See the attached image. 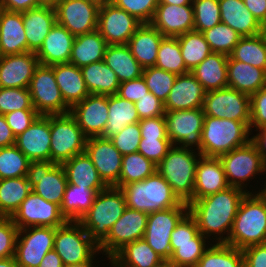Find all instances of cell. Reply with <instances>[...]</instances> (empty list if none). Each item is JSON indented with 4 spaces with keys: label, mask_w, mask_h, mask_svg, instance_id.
<instances>
[{
    "label": "cell",
    "mask_w": 266,
    "mask_h": 267,
    "mask_svg": "<svg viewBox=\"0 0 266 267\" xmlns=\"http://www.w3.org/2000/svg\"><path fill=\"white\" fill-rule=\"evenodd\" d=\"M34 109L28 88H0V114Z\"/></svg>",
    "instance_id": "53"
},
{
    "label": "cell",
    "mask_w": 266,
    "mask_h": 267,
    "mask_svg": "<svg viewBox=\"0 0 266 267\" xmlns=\"http://www.w3.org/2000/svg\"><path fill=\"white\" fill-rule=\"evenodd\" d=\"M15 145L30 161H50V115H39L16 137Z\"/></svg>",
    "instance_id": "22"
},
{
    "label": "cell",
    "mask_w": 266,
    "mask_h": 267,
    "mask_svg": "<svg viewBox=\"0 0 266 267\" xmlns=\"http://www.w3.org/2000/svg\"><path fill=\"white\" fill-rule=\"evenodd\" d=\"M107 43L95 30L91 33L75 36L69 63L81 68L104 59Z\"/></svg>",
    "instance_id": "37"
},
{
    "label": "cell",
    "mask_w": 266,
    "mask_h": 267,
    "mask_svg": "<svg viewBox=\"0 0 266 267\" xmlns=\"http://www.w3.org/2000/svg\"><path fill=\"white\" fill-rule=\"evenodd\" d=\"M148 93L149 89L143 76H141L130 81L121 82L116 95L135 103L138 99H141Z\"/></svg>",
    "instance_id": "62"
},
{
    "label": "cell",
    "mask_w": 266,
    "mask_h": 267,
    "mask_svg": "<svg viewBox=\"0 0 266 267\" xmlns=\"http://www.w3.org/2000/svg\"><path fill=\"white\" fill-rule=\"evenodd\" d=\"M126 207L122 190L109 186L97 193L92 206L79 222L90 238L99 245L107 237L113 224L122 216Z\"/></svg>",
    "instance_id": "6"
},
{
    "label": "cell",
    "mask_w": 266,
    "mask_h": 267,
    "mask_svg": "<svg viewBox=\"0 0 266 267\" xmlns=\"http://www.w3.org/2000/svg\"><path fill=\"white\" fill-rule=\"evenodd\" d=\"M39 267H65L62 259L54 249L47 252L43 257Z\"/></svg>",
    "instance_id": "69"
},
{
    "label": "cell",
    "mask_w": 266,
    "mask_h": 267,
    "mask_svg": "<svg viewBox=\"0 0 266 267\" xmlns=\"http://www.w3.org/2000/svg\"><path fill=\"white\" fill-rule=\"evenodd\" d=\"M264 189L261 190V192H263L266 195V185H264Z\"/></svg>",
    "instance_id": "77"
},
{
    "label": "cell",
    "mask_w": 266,
    "mask_h": 267,
    "mask_svg": "<svg viewBox=\"0 0 266 267\" xmlns=\"http://www.w3.org/2000/svg\"><path fill=\"white\" fill-rule=\"evenodd\" d=\"M97 192L68 184L60 206L61 214L69 221H79L92 206Z\"/></svg>",
    "instance_id": "41"
},
{
    "label": "cell",
    "mask_w": 266,
    "mask_h": 267,
    "mask_svg": "<svg viewBox=\"0 0 266 267\" xmlns=\"http://www.w3.org/2000/svg\"><path fill=\"white\" fill-rule=\"evenodd\" d=\"M103 61L116 73L120 83L142 76L143 67L127 45H107Z\"/></svg>",
    "instance_id": "39"
},
{
    "label": "cell",
    "mask_w": 266,
    "mask_h": 267,
    "mask_svg": "<svg viewBox=\"0 0 266 267\" xmlns=\"http://www.w3.org/2000/svg\"><path fill=\"white\" fill-rule=\"evenodd\" d=\"M93 260L91 262L82 264V265H74V266H68V267H93L95 264H93ZM93 264V265H92Z\"/></svg>",
    "instance_id": "74"
},
{
    "label": "cell",
    "mask_w": 266,
    "mask_h": 267,
    "mask_svg": "<svg viewBox=\"0 0 266 267\" xmlns=\"http://www.w3.org/2000/svg\"><path fill=\"white\" fill-rule=\"evenodd\" d=\"M142 25L134 16L110 1L99 9L97 31L107 45H127L134 32Z\"/></svg>",
    "instance_id": "18"
},
{
    "label": "cell",
    "mask_w": 266,
    "mask_h": 267,
    "mask_svg": "<svg viewBox=\"0 0 266 267\" xmlns=\"http://www.w3.org/2000/svg\"><path fill=\"white\" fill-rule=\"evenodd\" d=\"M85 152L104 184L107 187H118L123 155L115 148L112 141L101 136L87 138Z\"/></svg>",
    "instance_id": "20"
},
{
    "label": "cell",
    "mask_w": 266,
    "mask_h": 267,
    "mask_svg": "<svg viewBox=\"0 0 266 267\" xmlns=\"http://www.w3.org/2000/svg\"><path fill=\"white\" fill-rule=\"evenodd\" d=\"M74 39V35L56 22L40 49L35 53L40 64L53 66L69 63Z\"/></svg>",
    "instance_id": "27"
},
{
    "label": "cell",
    "mask_w": 266,
    "mask_h": 267,
    "mask_svg": "<svg viewBox=\"0 0 266 267\" xmlns=\"http://www.w3.org/2000/svg\"><path fill=\"white\" fill-rule=\"evenodd\" d=\"M194 31L203 33L221 23L218 0H193Z\"/></svg>",
    "instance_id": "52"
},
{
    "label": "cell",
    "mask_w": 266,
    "mask_h": 267,
    "mask_svg": "<svg viewBox=\"0 0 266 267\" xmlns=\"http://www.w3.org/2000/svg\"><path fill=\"white\" fill-rule=\"evenodd\" d=\"M0 267H19L15 257L0 259Z\"/></svg>",
    "instance_id": "71"
},
{
    "label": "cell",
    "mask_w": 266,
    "mask_h": 267,
    "mask_svg": "<svg viewBox=\"0 0 266 267\" xmlns=\"http://www.w3.org/2000/svg\"><path fill=\"white\" fill-rule=\"evenodd\" d=\"M193 0H159L158 4H170L176 6L192 5Z\"/></svg>",
    "instance_id": "70"
},
{
    "label": "cell",
    "mask_w": 266,
    "mask_h": 267,
    "mask_svg": "<svg viewBox=\"0 0 266 267\" xmlns=\"http://www.w3.org/2000/svg\"><path fill=\"white\" fill-rule=\"evenodd\" d=\"M100 4L92 0H61L55 7L57 23L72 35L97 30Z\"/></svg>",
    "instance_id": "19"
},
{
    "label": "cell",
    "mask_w": 266,
    "mask_h": 267,
    "mask_svg": "<svg viewBox=\"0 0 266 267\" xmlns=\"http://www.w3.org/2000/svg\"><path fill=\"white\" fill-rule=\"evenodd\" d=\"M155 66L177 76L190 72L185 66L177 37L162 38Z\"/></svg>",
    "instance_id": "47"
},
{
    "label": "cell",
    "mask_w": 266,
    "mask_h": 267,
    "mask_svg": "<svg viewBox=\"0 0 266 267\" xmlns=\"http://www.w3.org/2000/svg\"><path fill=\"white\" fill-rule=\"evenodd\" d=\"M40 114L35 109H21L4 115L15 137L29 128Z\"/></svg>",
    "instance_id": "59"
},
{
    "label": "cell",
    "mask_w": 266,
    "mask_h": 267,
    "mask_svg": "<svg viewBox=\"0 0 266 267\" xmlns=\"http://www.w3.org/2000/svg\"><path fill=\"white\" fill-rule=\"evenodd\" d=\"M219 159L223 165L228 185L247 193L252 192L245 189L247 183L244 184V182L256 178V174L266 172V164L252 141L222 154Z\"/></svg>",
    "instance_id": "9"
},
{
    "label": "cell",
    "mask_w": 266,
    "mask_h": 267,
    "mask_svg": "<svg viewBox=\"0 0 266 267\" xmlns=\"http://www.w3.org/2000/svg\"><path fill=\"white\" fill-rule=\"evenodd\" d=\"M189 212V205L182 202L176 207L148 214L144 239L164 260H169L171 234L180 220Z\"/></svg>",
    "instance_id": "11"
},
{
    "label": "cell",
    "mask_w": 266,
    "mask_h": 267,
    "mask_svg": "<svg viewBox=\"0 0 266 267\" xmlns=\"http://www.w3.org/2000/svg\"><path fill=\"white\" fill-rule=\"evenodd\" d=\"M228 55L212 52L190 72L206 92L228 87Z\"/></svg>",
    "instance_id": "35"
},
{
    "label": "cell",
    "mask_w": 266,
    "mask_h": 267,
    "mask_svg": "<svg viewBox=\"0 0 266 267\" xmlns=\"http://www.w3.org/2000/svg\"><path fill=\"white\" fill-rule=\"evenodd\" d=\"M246 194L247 192L239 188L229 186L215 194L192 200L188 204L189 213L195 218L199 232L207 240L215 234L216 238L212 236V239H216L217 243H225L232 230L239 205Z\"/></svg>",
    "instance_id": "1"
},
{
    "label": "cell",
    "mask_w": 266,
    "mask_h": 267,
    "mask_svg": "<svg viewBox=\"0 0 266 267\" xmlns=\"http://www.w3.org/2000/svg\"><path fill=\"white\" fill-rule=\"evenodd\" d=\"M206 91L191 72L178 75L164 103L165 111L203 108Z\"/></svg>",
    "instance_id": "25"
},
{
    "label": "cell",
    "mask_w": 266,
    "mask_h": 267,
    "mask_svg": "<svg viewBox=\"0 0 266 267\" xmlns=\"http://www.w3.org/2000/svg\"><path fill=\"white\" fill-rule=\"evenodd\" d=\"M109 118L107 120L103 137L110 139L121 132L128 124L140 121L134 102L125 100L118 95H108Z\"/></svg>",
    "instance_id": "40"
},
{
    "label": "cell",
    "mask_w": 266,
    "mask_h": 267,
    "mask_svg": "<svg viewBox=\"0 0 266 267\" xmlns=\"http://www.w3.org/2000/svg\"><path fill=\"white\" fill-rule=\"evenodd\" d=\"M39 65V59L34 52L2 56L0 88H28Z\"/></svg>",
    "instance_id": "23"
},
{
    "label": "cell",
    "mask_w": 266,
    "mask_h": 267,
    "mask_svg": "<svg viewBox=\"0 0 266 267\" xmlns=\"http://www.w3.org/2000/svg\"><path fill=\"white\" fill-rule=\"evenodd\" d=\"M54 250L65 267L91 262L100 253L81 223L69 220L55 228Z\"/></svg>",
    "instance_id": "7"
},
{
    "label": "cell",
    "mask_w": 266,
    "mask_h": 267,
    "mask_svg": "<svg viewBox=\"0 0 266 267\" xmlns=\"http://www.w3.org/2000/svg\"><path fill=\"white\" fill-rule=\"evenodd\" d=\"M205 114L203 108L165 111L166 134L172 145L195 149L201 153V133Z\"/></svg>",
    "instance_id": "12"
},
{
    "label": "cell",
    "mask_w": 266,
    "mask_h": 267,
    "mask_svg": "<svg viewBox=\"0 0 266 267\" xmlns=\"http://www.w3.org/2000/svg\"><path fill=\"white\" fill-rule=\"evenodd\" d=\"M92 1L97 2L100 5H102L104 2L109 1V0H92Z\"/></svg>",
    "instance_id": "76"
},
{
    "label": "cell",
    "mask_w": 266,
    "mask_h": 267,
    "mask_svg": "<svg viewBox=\"0 0 266 267\" xmlns=\"http://www.w3.org/2000/svg\"><path fill=\"white\" fill-rule=\"evenodd\" d=\"M116 7L125 10L142 24H150L159 0H109Z\"/></svg>",
    "instance_id": "54"
},
{
    "label": "cell",
    "mask_w": 266,
    "mask_h": 267,
    "mask_svg": "<svg viewBox=\"0 0 266 267\" xmlns=\"http://www.w3.org/2000/svg\"><path fill=\"white\" fill-rule=\"evenodd\" d=\"M199 233L195 218L188 212L177 224L171 234L170 243L192 242Z\"/></svg>",
    "instance_id": "61"
},
{
    "label": "cell",
    "mask_w": 266,
    "mask_h": 267,
    "mask_svg": "<svg viewBox=\"0 0 266 267\" xmlns=\"http://www.w3.org/2000/svg\"><path fill=\"white\" fill-rule=\"evenodd\" d=\"M54 227L33 226L18 230L15 259L19 267H39L48 251L54 249Z\"/></svg>",
    "instance_id": "16"
},
{
    "label": "cell",
    "mask_w": 266,
    "mask_h": 267,
    "mask_svg": "<svg viewBox=\"0 0 266 267\" xmlns=\"http://www.w3.org/2000/svg\"><path fill=\"white\" fill-rule=\"evenodd\" d=\"M261 35L263 36L265 43H266V23L262 24Z\"/></svg>",
    "instance_id": "75"
},
{
    "label": "cell",
    "mask_w": 266,
    "mask_h": 267,
    "mask_svg": "<svg viewBox=\"0 0 266 267\" xmlns=\"http://www.w3.org/2000/svg\"><path fill=\"white\" fill-rule=\"evenodd\" d=\"M50 161L57 164L85 152L87 137L70 114L50 115Z\"/></svg>",
    "instance_id": "8"
},
{
    "label": "cell",
    "mask_w": 266,
    "mask_h": 267,
    "mask_svg": "<svg viewBox=\"0 0 266 267\" xmlns=\"http://www.w3.org/2000/svg\"><path fill=\"white\" fill-rule=\"evenodd\" d=\"M142 76L149 92L165 103L177 75L156 66L143 68Z\"/></svg>",
    "instance_id": "51"
},
{
    "label": "cell",
    "mask_w": 266,
    "mask_h": 267,
    "mask_svg": "<svg viewBox=\"0 0 266 267\" xmlns=\"http://www.w3.org/2000/svg\"><path fill=\"white\" fill-rule=\"evenodd\" d=\"M221 22L230 26L242 37L261 34L262 25L245 7L243 0H218Z\"/></svg>",
    "instance_id": "31"
},
{
    "label": "cell",
    "mask_w": 266,
    "mask_h": 267,
    "mask_svg": "<svg viewBox=\"0 0 266 267\" xmlns=\"http://www.w3.org/2000/svg\"><path fill=\"white\" fill-rule=\"evenodd\" d=\"M27 52L22 13L0 8V53L2 56Z\"/></svg>",
    "instance_id": "29"
},
{
    "label": "cell",
    "mask_w": 266,
    "mask_h": 267,
    "mask_svg": "<svg viewBox=\"0 0 266 267\" xmlns=\"http://www.w3.org/2000/svg\"><path fill=\"white\" fill-rule=\"evenodd\" d=\"M11 219L19 230L33 226L57 228L67 221L57 204L44 200L33 191L20 204Z\"/></svg>",
    "instance_id": "17"
},
{
    "label": "cell",
    "mask_w": 266,
    "mask_h": 267,
    "mask_svg": "<svg viewBox=\"0 0 266 267\" xmlns=\"http://www.w3.org/2000/svg\"><path fill=\"white\" fill-rule=\"evenodd\" d=\"M155 267H177L175 264L170 262L169 260H164L160 264L156 265Z\"/></svg>",
    "instance_id": "73"
},
{
    "label": "cell",
    "mask_w": 266,
    "mask_h": 267,
    "mask_svg": "<svg viewBox=\"0 0 266 267\" xmlns=\"http://www.w3.org/2000/svg\"><path fill=\"white\" fill-rule=\"evenodd\" d=\"M254 194L247 193L242 199L225 242L237 249L266 241V195L260 191Z\"/></svg>",
    "instance_id": "2"
},
{
    "label": "cell",
    "mask_w": 266,
    "mask_h": 267,
    "mask_svg": "<svg viewBox=\"0 0 266 267\" xmlns=\"http://www.w3.org/2000/svg\"><path fill=\"white\" fill-rule=\"evenodd\" d=\"M209 245L196 267H244L241 249L226 243H213Z\"/></svg>",
    "instance_id": "43"
},
{
    "label": "cell",
    "mask_w": 266,
    "mask_h": 267,
    "mask_svg": "<svg viewBox=\"0 0 266 267\" xmlns=\"http://www.w3.org/2000/svg\"><path fill=\"white\" fill-rule=\"evenodd\" d=\"M194 150L173 145L157 165V172L187 204L193 200L196 166L202 156Z\"/></svg>",
    "instance_id": "3"
},
{
    "label": "cell",
    "mask_w": 266,
    "mask_h": 267,
    "mask_svg": "<svg viewBox=\"0 0 266 267\" xmlns=\"http://www.w3.org/2000/svg\"><path fill=\"white\" fill-rule=\"evenodd\" d=\"M61 165L64 168L68 184L92 189L97 193L107 187L86 152L72 157Z\"/></svg>",
    "instance_id": "34"
},
{
    "label": "cell",
    "mask_w": 266,
    "mask_h": 267,
    "mask_svg": "<svg viewBox=\"0 0 266 267\" xmlns=\"http://www.w3.org/2000/svg\"><path fill=\"white\" fill-rule=\"evenodd\" d=\"M120 189L128 208L148 214L176 207L182 203L172 187L157 171L142 181L129 183Z\"/></svg>",
    "instance_id": "4"
},
{
    "label": "cell",
    "mask_w": 266,
    "mask_h": 267,
    "mask_svg": "<svg viewBox=\"0 0 266 267\" xmlns=\"http://www.w3.org/2000/svg\"><path fill=\"white\" fill-rule=\"evenodd\" d=\"M182 57L186 68L191 71L200 64L212 50L203 33L197 31L187 32L177 36Z\"/></svg>",
    "instance_id": "45"
},
{
    "label": "cell",
    "mask_w": 266,
    "mask_h": 267,
    "mask_svg": "<svg viewBox=\"0 0 266 267\" xmlns=\"http://www.w3.org/2000/svg\"><path fill=\"white\" fill-rule=\"evenodd\" d=\"M27 179L34 193L46 201L61 206L68 185L61 164L52 161H31Z\"/></svg>",
    "instance_id": "13"
},
{
    "label": "cell",
    "mask_w": 266,
    "mask_h": 267,
    "mask_svg": "<svg viewBox=\"0 0 266 267\" xmlns=\"http://www.w3.org/2000/svg\"><path fill=\"white\" fill-rule=\"evenodd\" d=\"M61 0H37L38 6H49L55 8Z\"/></svg>",
    "instance_id": "72"
},
{
    "label": "cell",
    "mask_w": 266,
    "mask_h": 267,
    "mask_svg": "<svg viewBox=\"0 0 266 267\" xmlns=\"http://www.w3.org/2000/svg\"><path fill=\"white\" fill-rule=\"evenodd\" d=\"M139 125L141 138H168L164 116L141 119Z\"/></svg>",
    "instance_id": "63"
},
{
    "label": "cell",
    "mask_w": 266,
    "mask_h": 267,
    "mask_svg": "<svg viewBox=\"0 0 266 267\" xmlns=\"http://www.w3.org/2000/svg\"><path fill=\"white\" fill-rule=\"evenodd\" d=\"M200 232L192 239V242L170 243L172 255L170 262L177 267H196L204 251L209 247Z\"/></svg>",
    "instance_id": "48"
},
{
    "label": "cell",
    "mask_w": 266,
    "mask_h": 267,
    "mask_svg": "<svg viewBox=\"0 0 266 267\" xmlns=\"http://www.w3.org/2000/svg\"><path fill=\"white\" fill-rule=\"evenodd\" d=\"M56 83L65 103L71 108L90 93L84 82L81 69L72 63L54 65Z\"/></svg>",
    "instance_id": "33"
},
{
    "label": "cell",
    "mask_w": 266,
    "mask_h": 267,
    "mask_svg": "<svg viewBox=\"0 0 266 267\" xmlns=\"http://www.w3.org/2000/svg\"><path fill=\"white\" fill-rule=\"evenodd\" d=\"M30 162L15 144L0 148V179L27 176Z\"/></svg>",
    "instance_id": "49"
},
{
    "label": "cell",
    "mask_w": 266,
    "mask_h": 267,
    "mask_svg": "<svg viewBox=\"0 0 266 267\" xmlns=\"http://www.w3.org/2000/svg\"><path fill=\"white\" fill-rule=\"evenodd\" d=\"M242 253L244 267H266V243L248 246Z\"/></svg>",
    "instance_id": "64"
},
{
    "label": "cell",
    "mask_w": 266,
    "mask_h": 267,
    "mask_svg": "<svg viewBox=\"0 0 266 267\" xmlns=\"http://www.w3.org/2000/svg\"><path fill=\"white\" fill-rule=\"evenodd\" d=\"M203 35L209 44L212 52L230 55L242 38L235 30L224 23H219L213 28L203 32Z\"/></svg>",
    "instance_id": "50"
},
{
    "label": "cell",
    "mask_w": 266,
    "mask_h": 267,
    "mask_svg": "<svg viewBox=\"0 0 266 267\" xmlns=\"http://www.w3.org/2000/svg\"><path fill=\"white\" fill-rule=\"evenodd\" d=\"M243 2L261 25L266 23V0H243Z\"/></svg>",
    "instance_id": "66"
},
{
    "label": "cell",
    "mask_w": 266,
    "mask_h": 267,
    "mask_svg": "<svg viewBox=\"0 0 266 267\" xmlns=\"http://www.w3.org/2000/svg\"><path fill=\"white\" fill-rule=\"evenodd\" d=\"M156 171L157 165L139 152L123 155L118 188L132 182L142 181Z\"/></svg>",
    "instance_id": "46"
},
{
    "label": "cell",
    "mask_w": 266,
    "mask_h": 267,
    "mask_svg": "<svg viewBox=\"0 0 266 267\" xmlns=\"http://www.w3.org/2000/svg\"><path fill=\"white\" fill-rule=\"evenodd\" d=\"M110 140L122 155L138 152L141 141L139 122L128 124L121 132L111 137Z\"/></svg>",
    "instance_id": "55"
},
{
    "label": "cell",
    "mask_w": 266,
    "mask_h": 267,
    "mask_svg": "<svg viewBox=\"0 0 266 267\" xmlns=\"http://www.w3.org/2000/svg\"><path fill=\"white\" fill-rule=\"evenodd\" d=\"M150 24L163 36L177 37L194 31L193 6L158 4Z\"/></svg>",
    "instance_id": "24"
},
{
    "label": "cell",
    "mask_w": 266,
    "mask_h": 267,
    "mask_svg": "<svg viewBox=\"0 0 266 267\" xmlns=\"http://www.w3.org/2000/svg\"><path fill=\"white\" fill-rule=\"evenodd\" d=\"M31 191L27 176L0 179V216L11 217Z\"/></svg>",
    "instance_id": "42"
},
{
    "label": "cell",
    "mask_w": 266,
    "mask_h": 267,
    "mask_svg": "<svg viewBox=\"0 0 266 267\" xmlns=\"http://www.w3.org/2000/svg\"><path fill=\"white\" fill-rule=\"evenodd\" d=\"M228 87L249 96L266 87V70L233 60L227 61Z\"/></svg>",
    "instance_id": "30"
},
{
    "label": "cell",
    "mask_w": 266,
    "mask_h": 267,
    "mask_svg": "<svg viewBox=\"0 0 266 267\" xmlns=\"http://www.w3.org/2000/svg\"><path fill=\"white\" fill-rule=\"evenodd\" d=\"M90 94L114 95L120 82L116 73L102 60L80 68Z\"/></svg>",
    "instance_id": "38"
},
{
    "label": "cell",
    "mask_w": 266,
    "mask_h": 267,
    "mask_svg": "<svg viewBox=\"0 0 266 267\" xmlns=\"http://www.w3.org/2000/svg\"><path fill=\"white\" fill-rule=\"evenodd\" d=\"M148 213L126 207L122 216L113 224L107 237L98 245L99 252L109 260L127 243L142 239Z\"/></svg>",
    "instance_id": "15"
},
{
    "label": "cell",
    "mask_w": 266,
    "mask_h": 267,
    "mask_svg": "<svg viewBox=\"0 0 266 267\" xmlns=\"http://www.w3.org/2000/svg\"><path fill=\"white\" fill-rule=\"evenodd\" d=\"M229 56L233 60L266 70V43L261 34L242 37Z\"/></svg>",
    "instance_id": "44"
},
{
    "label": "cell",
    "mask_w": 266,
    "mask_h": 267,
    "mask_svg": "<svg viewBox=\"0 0 266 267\" xmlns=\"http://www.w3.org/2000/svg\"><path fill=\"white\" fill-rule=\"evenodd\" d=\"M164 36L151 24H142L127 43L132 55L143 67L155 66L157 52Z\"/></svg>",
    "instance_id": "32"
},
{
    "label": "cell",
    "mask_w": 266,
    "mask_h": 267,
    "mask_svg": "<svg viewBox=\"0 0 266 267\" xmlns=\"http://www.w3.org/2000/svg\"><path fill=\"white\" fill-rule=\"evenodd\" d=\"M203 112L205 116L250 123V96L230 87L208 91Z\"/></svg>",
    "instance_id": "14"
},
{
    "label": "cell",
    "mask_w": 266,
    "mask_h": 267,
    "mask_svg": "<svg viewBox=\"0 0 266 267\" xmlns=\"http://www.w3.org/2000/svg\"><path fill=\"white\" fill-rule=\"evenodd\" d=\"M38 7L37 0H0V8L13 12L23 13Z\"/></svg>",
    "instance_id": "65"
},
{
    "label": "cell",
    "mask_w": 266,
    "mask_h": 267,
    "mask_svg": "<svg viewBox=\"0 0 266 267\" xmlns=\"http://www.w3.org/2000/svg\"><path fill=\"white\" fill-rule=\"evenodd\" d=\"M16 137L8 126L4 115L0 114V148L14 145Z\"/></svg>",
    "instance_id": "67"
},
{
    "label": "cell",
    "mask_w": 266,
    "mask_h": 267,
    "mask_svg": "<svg viewBox=\"0 0 266 267\" xmlns=\"http://www.w3.org/2000/svg\"><path fill=\"white\" fill-rule=\"evenodd\" d=\"M34 109L40 115L70 113V107L62 98L54 75V65L40 64L31 78L28 87Z\"/></svg>",
    "instance_id": "10"
},
{
    "label": "cell",
    "mask_w": 266,
    "mask_h": 267,
    "mask_svg": "<svg viewBox=\"0 0 266 267\" xmlns=\"http://www.w3.org/2000/svg\"><path fill=\"white\" fill-rule=\"evenodd\" d=\"M255 131L259 133L251 137V141L256 145L259 154L266 164V127L259 128Z\"/></svg>",
    "instance_id": "68"
},
{
    "label": "cell",
    "mask_w": 266,
    "mask_h": 267,
    "mask_svg": "<svg viewBox=\"0 0 266 267\" xmlns=\"http://www.w3.org/2000/svg\"><path fill=\"white\" fill-rule=\"evenodd\" d=\"M250 130L266 127V87L250 96Z\"/></svg>",
    "instance_id": "58"
},
{
    "label": "cell",
    "mask_w": 266,
    "mask_h": 267,
    "mask_svg": "<svg viewBox=\"0 0 266 267\" xmlns=\"http://www.w3.org/2000/svg\"><path fill=\"white\" fill-rule=\"evenodd\" d=\"M27 39V52L36 53L57 22L55 8L38 6L22 13Z\"/></svg>",
    "instance_id": "28"
},
{
    "label": "cell",
    "mask_w": 266,
    "mask_h": 267,
    "mask_svg": "<svg viewBox=\"0 0 266 267\" xmlns=\"http://www.w3.org/2000/svg\"><path fill=\"white\" fill-rule=\"evenodd\" d=\"M201 155L219 157L251 141L250 123L204 117L201 133Z\"/></svg>",
    "instance_id": "5"
},
{
    "label": "cell",
    "mask_w": 266,
    "mask_h": 267,
    "mask_svg": "<svg viewBox=\"0 0 266 267\" xmlns=\"http://www.w3.org/2000/svg\"><path fill=\"white\" fill-rule=\"evenodd\" d=\"M70 114L87 138L103 137L109 118L108 95L89 94L70 108Z\"/></svg>",
    "instance_id": "21"
},
{
    "label": "cell",
    "mask_w": 266,
    "mask_h": 267,
    "mask_svg": "<svg viewBox=\"0 0 266 267\" xmlns=\"http://www.w3.org/2000/svg\"><path fill=\"white\" fill-rule=\"evenodd\" d=\"M134 105L140 120L165 115L164 103L151 92L138 99Z\"/></svg>",
    "instance_id": "60"
},
{
    "label": "cell",
    "mask_w": 266,
    "mask_h": 267,
    "mask_svg": "<svg viewBox=\"0 0 266 267\" xmlns=\"http://www.w3.org/2000/svg\"><path fill=\"white\" fill-rule=\"evenodd\" d=\"M172 146L169 138H141L138 152L158 165Z\"/></svg>",
    "instance_id": "56"
},
{
    "label": "cell",
    "mask_w": 266,
    "mask_h": 267,
    "mask_svg": "<svg viewBox=\"0 0 266 267\" xmlns=\"http://www.w3.org/2000/svg\"><path fill=\"white\" fill-rule=\"evenodd\" d=\"M18 230L11 217L0 216V259L15 256Z\"/></svg>",
    "instance_id": "57"
},
{
    "label": "cell",
    "mask_w": 266,
    "mask_h": 267,
    "mask_svg": "<svg viewBox=\"0 0 266 267\" xmlns=\"http://www.w3.org/2000/svg\"><path fill=\"white\" fill-rule=\"evenodd\" d=\"M164 259L158 255L144 238L127 243L111 259L112 267H155Z\"/></svg>",
    "instance_id": "36"
},
{
    "label": "cell",
    "mask_w": 266,
    "mask_h": 267,
    "mask_svg": "<svg viewBox=\"0 0 266 267\" xmlns=\"http://www.w3.org/2000/svg\"><path fill=\"white\" fill-rule=\"evenodd\" d=\"M229 187L219 157L201 156L196 166L193 200L204 198Z\"/></svg>",
    "instance_id": "26"
}]
</instances>
